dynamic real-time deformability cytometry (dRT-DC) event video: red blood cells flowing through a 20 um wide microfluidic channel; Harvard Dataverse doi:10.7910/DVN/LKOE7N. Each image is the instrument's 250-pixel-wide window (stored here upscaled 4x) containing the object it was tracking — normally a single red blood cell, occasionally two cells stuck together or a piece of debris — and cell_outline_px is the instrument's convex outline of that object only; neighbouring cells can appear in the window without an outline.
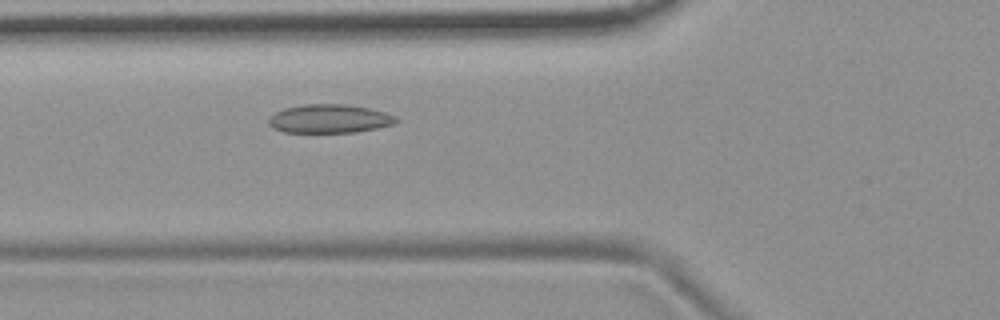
{"species": "common noctule bat (a hibernating species)", "species_latin": "Nyctalus noctula", "temperature_condition": "room temperature", "stored_images_in_passage": 50, "camera_frame_rate_fps": 3000, "um_per_image_px": 0.085, "animal": {"sex": "female", "body_mass_g": 19.9}, "frame": {"image": 1, "passage_image": 15, "time_ms": 4.667, "image_size_px": [1000, 320], "cell_outline_px": [[400, 120], [396, 124], [356, 132], [284, 132], [272, 128], [268, 124], [268, 120], [276, 112], [284, 108], [304, 104], [348, 104], [368, 108], [384, 112], [396, 116]], "centroid_in_image_um": [28.03, 10.09], "position_along_channel_um": 97.8, "area_um2": 21.33}}
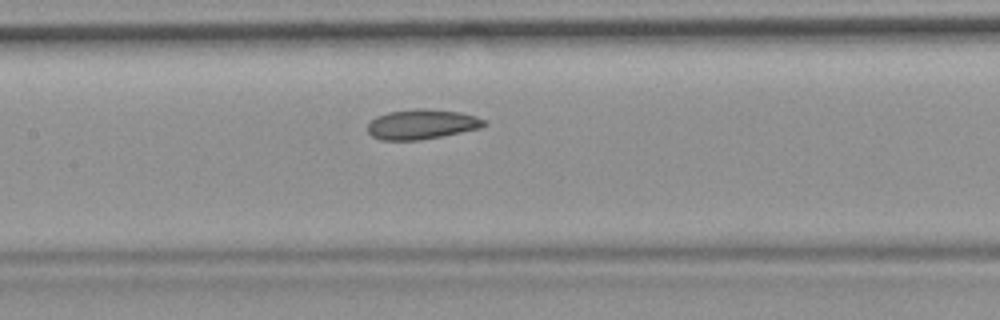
{"frame": {"image": 2, "passage_image": 21, "time_ms": 6.667, "image_size_px": [1000, 320], "cell_outline_px": [[488, 124], [484, 128], [420, 140], [380, 140], [372, 136], [368, 132], [368, 124], [376, 116], [388, 112], [416, 108], [424, 108], [460, 112], [476, 116], [484, 120]], "centroid_in_image_um": [35.88, 10.56], "position_along_channel_um": 171.5, "area_um2": 20.46}}
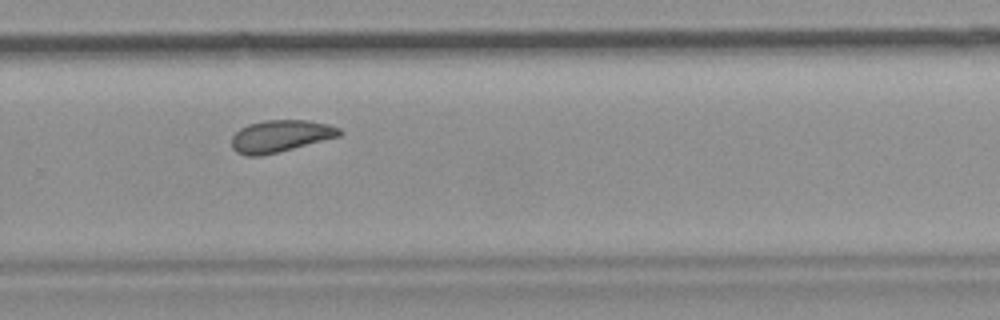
{"frame": {"image": 3, "passage_image": 32, "time_ms": 10.333, "image_size_px": [1000, 320], "cell_outline_px": [[344, 132], [340, 136], [260, 156], [244, 156], [236, 152], [232, 148], [232, 136], [240, 128], [248, 124], [264, 120], [308, 120], [328, 124], [340, 128]], "centroid_in_image_um": [23.82, 11.56], "position_along_channel_um": 306.0, "area_um2": 20.06}, "authors_computed_cell_mechanics": {"area_um2": 20.8947, "velocity_mm_per_s": 3.674, "shape_relaxation_time_tau1_ms": null, "shape_relaxation_time_tau2_ms": 4.527, "deformation_change_tau1": null, "deformation_change_tau2": 0.1002}}